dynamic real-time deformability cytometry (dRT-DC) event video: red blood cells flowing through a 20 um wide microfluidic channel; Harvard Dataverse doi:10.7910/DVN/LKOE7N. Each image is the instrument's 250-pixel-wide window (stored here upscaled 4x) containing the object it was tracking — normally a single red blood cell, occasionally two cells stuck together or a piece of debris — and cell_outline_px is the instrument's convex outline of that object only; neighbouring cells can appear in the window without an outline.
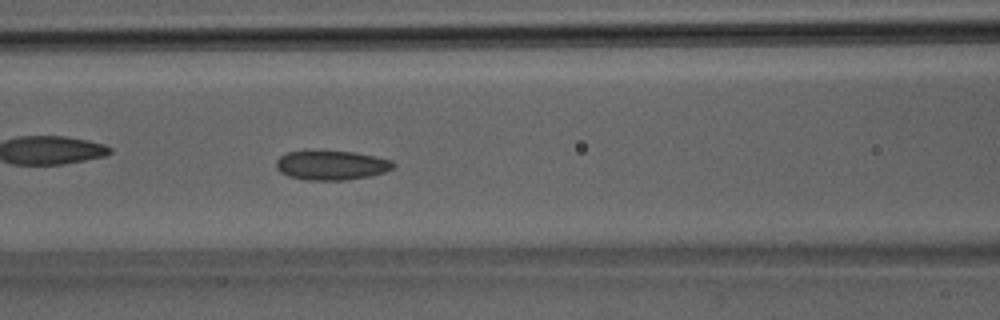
{"species": "Egyptian fruit bat (a non-hibernating species)", "species_latin": "Rousettus aegyptiacus", "temperature_condition": "room temperature", "stored_images_in_passage": 23, "camera_frame_rate_fps": 3000, "um_per_image_px": 0.085, "animal": {"sex": "male"}, "frame": {"image": 1, "passage_image": 7, "time_ms": 2.0, "image_size_px": [1000, 320], "cell_outline_px": [[396, 164], [392, 168], [384, 172], [368, 176], [344, 180], [308, 180], [288, 176], [280, 172], [276, 168], [276, 160], [280, 156], [288, 152], [308, 148], [356, 152], [392, 160]], "centroid_in_image_um": [28.12, 14.0], "position_along_channel_um": 138.5, "area_um2": 20.69}}